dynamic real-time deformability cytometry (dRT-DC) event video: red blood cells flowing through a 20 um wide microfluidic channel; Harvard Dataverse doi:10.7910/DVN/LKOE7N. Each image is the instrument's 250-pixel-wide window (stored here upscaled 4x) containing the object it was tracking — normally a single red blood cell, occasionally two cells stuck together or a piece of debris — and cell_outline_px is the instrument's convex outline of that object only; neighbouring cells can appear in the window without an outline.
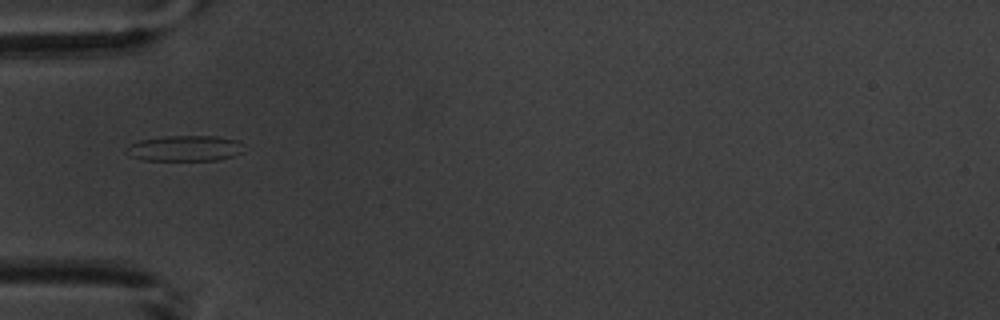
{"species": "common noctule bat (a hibernating species)", "species_latin": "Nyctalus noctula", "temperature_condition": "warm", "stored_images_in_passage": 6, "camera_frame_rate_fps": 3000, "um_per_image_px": 0.085, "animal": {"sex": "male", "body_mass_g": 20.1, "forearm_length_mm": 53.5}, "frame": {"image": 1, "passage_image": 4, "time_ms": 4.0, "image_size_px": [1000, 320], "cell_outline_px": [[244, 152], [232, 156], [216, 160], [144, 160], [132, 156], [124, 152], [124, 148], [128, 144], [140, 140], [164, 136], [216, 136], [236, 140], [240, 144]], "centroid_in_image_um": [15.65, 12.6], "position_along_channel_um": 69.3, "area_um2": 17.57}}
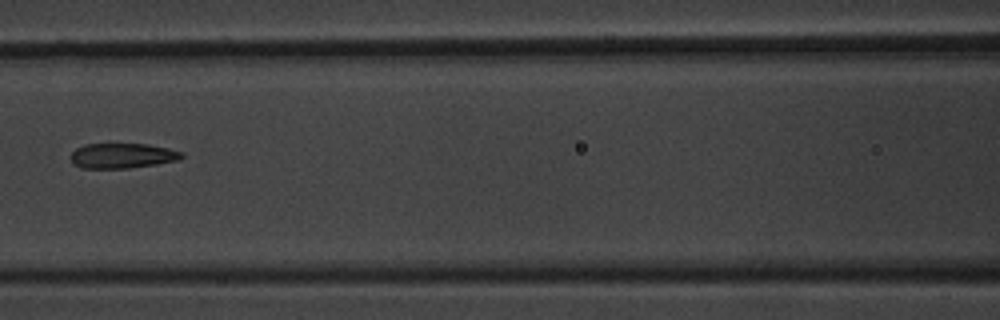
{"frame": {"image": 2, "passage_image": 6, "time_ms": 6.333, "image_size_px": [1000, 320], "cell_outline_px": [[184, 156], [180, 160], [156, 164], [128, 168], [80, 168], [72, 164], [72, 152], [76, 148], [84, 144], [108, 140], [148, 144], [168, 148], [184, 152]], "centroid_in_image_um": [10.38, 13.18], "position_along_channel_um": 156.2, "area_um2": 17.22}}